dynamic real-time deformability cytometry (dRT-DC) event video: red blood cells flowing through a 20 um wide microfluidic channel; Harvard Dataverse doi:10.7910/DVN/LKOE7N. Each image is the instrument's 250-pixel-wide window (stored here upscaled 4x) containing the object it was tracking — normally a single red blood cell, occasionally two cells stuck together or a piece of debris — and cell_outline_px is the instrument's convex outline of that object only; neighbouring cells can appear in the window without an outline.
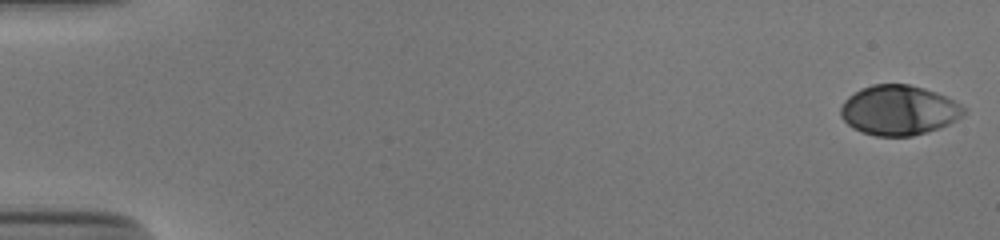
{"species": "human", "species_latin": "Homo sapiens", "temperature_condition": "cold", "stored_images_in_passage": 53, "camera_frame_rate_fps": 3000, "um_per_image_px": 0.085, "donor": {"sex": "male"}, "frame": {"image": 1, "passage_image": 1, "time_ms": 0.0, "image_size_px": [1000, 240], "cell_outline_px": [[968, 108], [964, 116], [940, 128], [912, 136], [876, 136], [860, 132], [852, 128], [840, 116], [840, 108], [844, 100], [848, 96], [860, 88], [872, 84], [908, 84], [924, 88], [936, 92]], "centroid_in_image_um": [76.39, 9.37], "position_along_channel_um": 8.6, "area_um2": 36.07}}
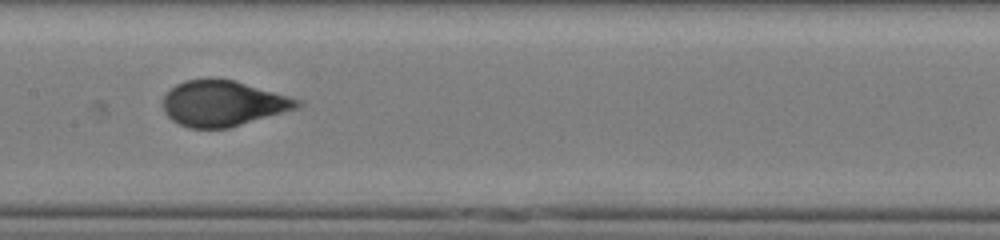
{"frame": {"image": 2, "passage_image": 28, "time_ms": 9.0, "image_size_px": [1000, 240], "cell_outline_px": [[304, 104], [296, 108], [228, 128], [188, 128], [172, 120], [164, 112], [164, 96], [176, 84], [184, 80], [208, 76], [236, 80], [288, 96], [300, 100]], "centroid_in_image_um": [18.92, 8.75], "position_along_channel_um": 188.5, "area_um2": 35.78}}
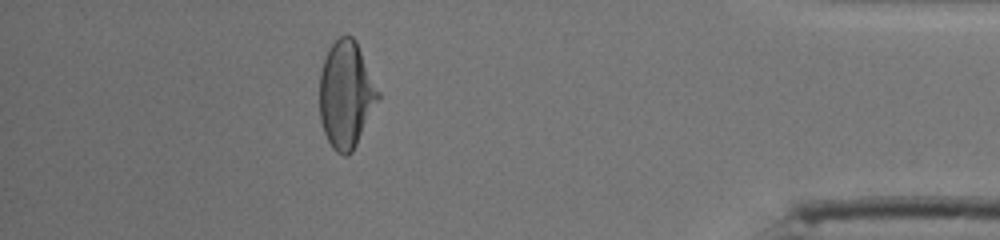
{"frame": {"image": 3, "passage_image": 48, "time_ms": 15.667, "image_size_px": [1000, 240], "cell_outline_px": [[380, 96], [352, 152], [348, 156], [344, 156], [336, 152], [332, 148], [324, 132], [320, 120], [320, 72], [328, 48], [340, 36], [352, 36], [356, 40], [380, 92]], "centroid_in_image_um": [29.41, 8.04], "position_along_channel_um": 405.8, "area_um2": 36.24}, "authors_computed_cell_mechanics": {"area_um2": 36.0672, "velocity_mm_per_s": 3.8744, "shape_relaxation_time_tau1_ms": 4.9103, "shape_relaxation_time_tau2_ms": null, "deformation_change_tau1": 0.2041, "deformation_change_tau2": null}}